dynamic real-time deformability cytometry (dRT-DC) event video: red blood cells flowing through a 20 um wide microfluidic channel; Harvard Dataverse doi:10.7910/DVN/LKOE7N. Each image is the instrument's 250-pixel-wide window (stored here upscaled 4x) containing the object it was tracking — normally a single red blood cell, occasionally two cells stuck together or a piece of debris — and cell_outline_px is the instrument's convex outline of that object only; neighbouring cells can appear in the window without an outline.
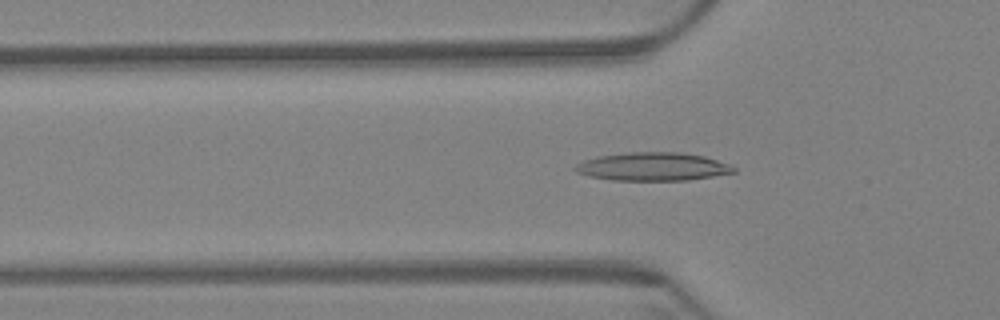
{"species": "Egyptian fruit bat (a non-hibernating species)", "species_latin": "Rousettus aegyptiacus", "temperature_condition": "warm", "stored_images_in_passage": 61, "camera_frame_rate_fps": 3000, "um_per_image_px": 0.085, "animal": {"sex": "female"}, "frame": {"image": 1, "passage_image": 20, "time_ms": 6.333, "image_size_px": [1000, 320], "cell_outline_px": [[736, 172], [688, 180], [612, 180], [588, 176], [576, 172], [572, 168], [576, 164], [584, 160], [600, 156], [632, 152], [680, 152], [704, 156], [732, 164], [736, 168]], "centroid_in_image_um": [55.51, 14.16], "position_along_channel_um": 70.3, "area_um2": 26.13}}
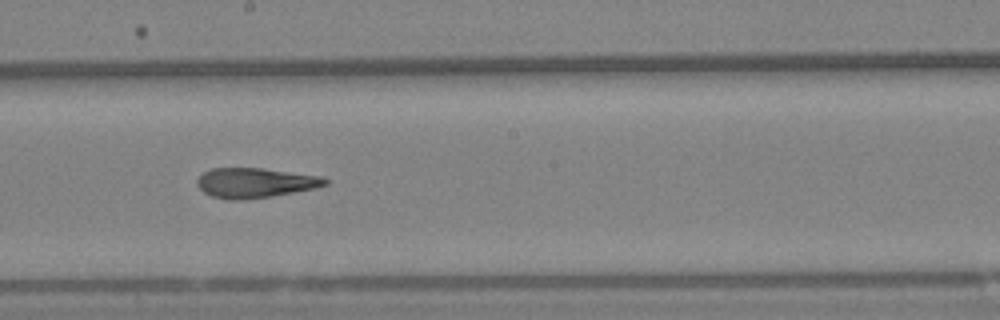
{"frame": {"image": 2, "passage_image": 34, "time_ms": 11.0, "image_size_px": [1000, 320], "cell_outline_px": [[328, 184], [316, 188], [272, 196], [248, 200], [228, 200], [212, 196], [204, 192], [196, 184], [196, 180], [204, 172], [212, 168], [260, 168], [320, 176], [328, 180]], "centroid_in_image_um": [21.66, 15.55], "position_along_channel_um": 226.5, "area_um2": 22.25}}
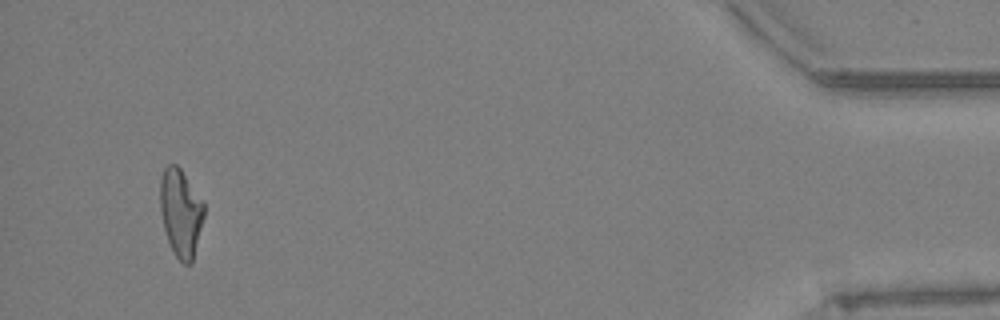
{"frame": {"image": 3, "passage_image": 58, "time_ms": 19.0, "image_size_px": [1000, 320], "cell_outline_px": [[204, 216], [192, 264], [184, 264], [176, 256], [168, 240], [164, 228], [160, 212], [160, 180], [164, 168], [168, 164], [176, 164], [180, 168], [204, 204]], "centroid_in_image_um": [15.35, 18.08], "position_along_channel_um": 419.8, "area_um2": 22.2}, "authors_computed_cell_mechanics": {"area_um2": 22.8888, "velocity_mm_per_s": 3.3596, "shape_relaxation_time_tau1_ms": null, "shape_relaxation_time_tau2_ms": 2.5597, "deformation_change_tau1": null, "deformation_change_tau2": 0.1263}}